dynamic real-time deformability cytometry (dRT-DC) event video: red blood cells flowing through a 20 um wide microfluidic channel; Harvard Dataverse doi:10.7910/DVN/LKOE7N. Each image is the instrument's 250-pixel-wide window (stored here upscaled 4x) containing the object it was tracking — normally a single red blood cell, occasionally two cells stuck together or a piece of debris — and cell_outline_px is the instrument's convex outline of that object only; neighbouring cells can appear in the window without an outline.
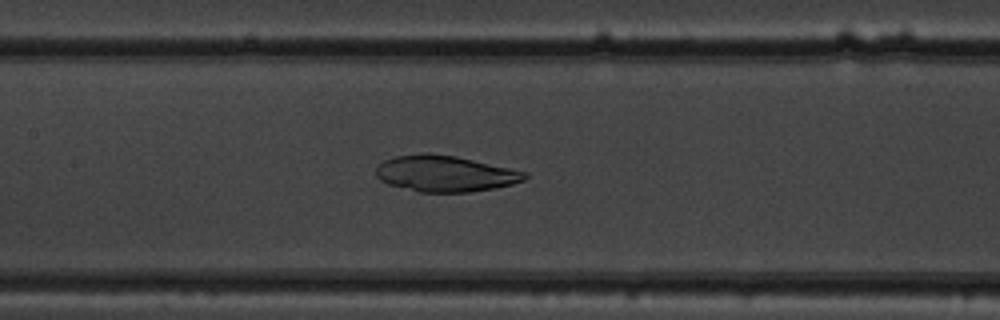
{"species": "common noctule bat (a hibernating species)", "species_latin": "Nyctalus noctula", "temperature_condition": "warm", "stored_images_in_passage": 37, "camera_frame_rate_fps": 3000, "um_per_image_px": 0.085, "animal": {"sex": "male", "body_mass_g": 19.5, "forearm_length_mm": 54.6}, "frame": {"image": 1, "passage_image": 10, "time_ms": 3.0, "image_size_px": [1000, 320], "cell_outline_px": [[528, 176], [524, 180], [512, 184], [472, 192], [420, 192], [388, 184], [380, 180], [376, 176], [376, 168], [384, 160], [396, 156], [424, 152], [428, 152], [456, 156], [528, 172]], "centroid_in_image_um": [37.83, 14.75], "position_along_channel_um": 169.6, "area_um2": 31.33}}
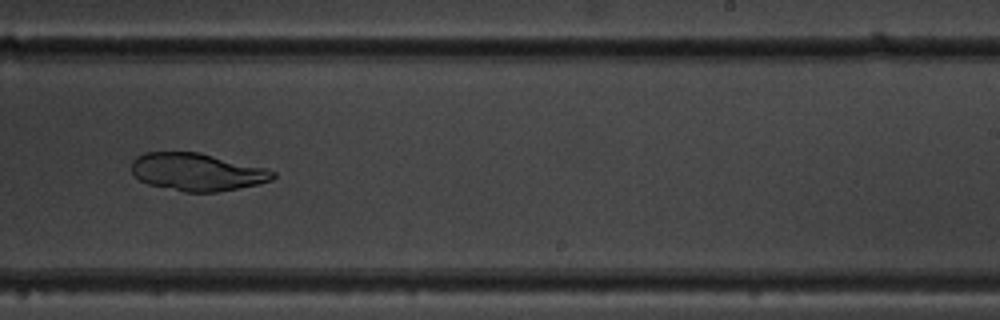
{"frame": {"image": 2, "passage_image": 18, "time_ms": 5.667, "image_size_px": [1000, 320], "cell_outline_px": [[276, 176], [272, 180], [260, 184], [216, 192], [184, 192], [148, 184], [140, 180], [132, 172], [132, 160], [136, 156], [144, 152], [200, 152], [264, 168], [276, 172]], "centroid_in_image_um": [16.74, 14.62], "position_along_channel_um": 272.3, "area_um2": 30.98}}
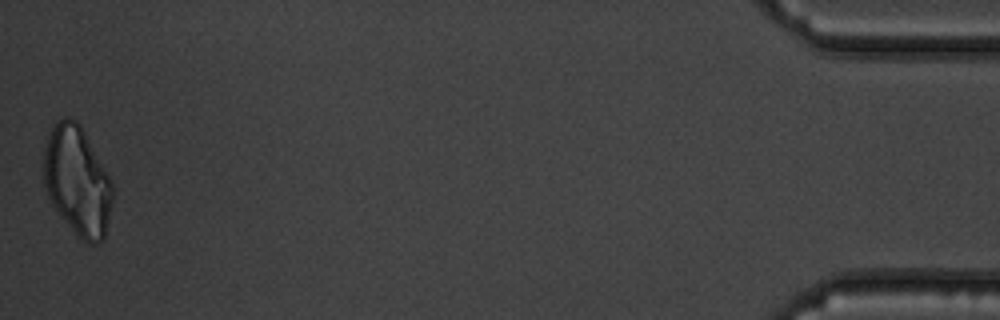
{"frame": {"image": 3, "passage_image": 37, "time_ms": 12.0, "image_size_px": [1000, 320], "cell_outline_px": [[112, 200], [104, 240], [96, 244], [88, 244], [60, 216], [52, 204], [48, 196], [44, 184], [44, 148], [48, 136], [56, 120], [64, 116], [68, 116], [76, 120], [80, 124], [108, 176], [112, 184]], "centroid_in_image_um": [6.55, 15.36], "position_along_channel_um": 428.6, "area_um2": 43.18}}